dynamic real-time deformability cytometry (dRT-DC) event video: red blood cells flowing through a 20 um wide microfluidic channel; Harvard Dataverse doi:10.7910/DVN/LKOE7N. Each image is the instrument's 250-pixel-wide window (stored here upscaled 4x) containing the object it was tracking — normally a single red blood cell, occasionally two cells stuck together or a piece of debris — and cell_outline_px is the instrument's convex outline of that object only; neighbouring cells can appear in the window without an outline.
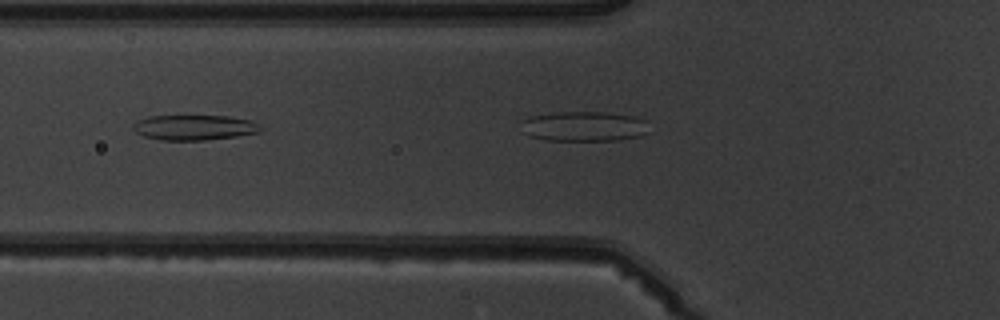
{"species": "common noctule bat (a hibernating species)", "species_latin": "Nyctalus noctula", "temperature_condition": "warm", "stored_images_in_passage": 6, "camera_frame_rate_fps": 3000, "um_per_image_px": 0.085, "animal": {"sex": "male", "body_mass_g": 19.5, "forearm_length_mm": 54.6}, "frame": {"image": 1, "passage_image": 5, "time_ms": 5.333, "image_size_px": [1000, 320], "cell_outline_px": [[260, 132], [236, 136], [204, 140], [160, 140], [144, 136], [136, 132], [132, 128], [132, 124], [136, 120], [148, 116], [228, 116], [252, 120], [260, 128]], "centroid_in_image_um": [16.46, 10.83], "position_along_channel_um": 109.3, "area_um2": 18.67}}